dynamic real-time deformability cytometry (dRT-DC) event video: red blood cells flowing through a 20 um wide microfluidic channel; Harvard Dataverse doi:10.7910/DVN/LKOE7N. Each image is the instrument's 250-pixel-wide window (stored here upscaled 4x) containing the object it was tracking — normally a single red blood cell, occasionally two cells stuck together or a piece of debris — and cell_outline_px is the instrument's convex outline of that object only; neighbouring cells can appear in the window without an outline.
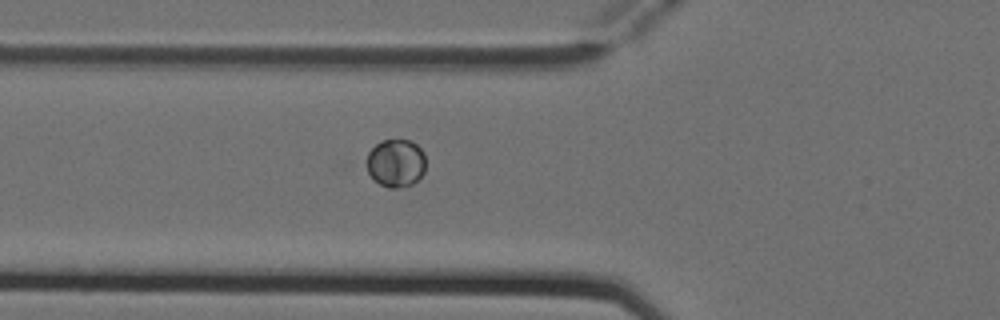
{"species": "Egyptian fruit bat (a non-hibernating species)", "species_latin": "Rousettus aegyptiacus", "temperature_condition": "cold", "stored_images_in_passage": 6, "camera_frame_rate_fps": 3000, "um_per_image_px": 0.085, "animal": {"sex": "female"}, "frame": {"image": 1, "passage_image": 6, "time_ms": 1.667, "image_size_px": [1000, 320], "cell_outline_px": [[424, 172], [412, 184], [400, 188], [388, 188], [380, 184], [368, 172], [364, 164], [368, 152], [380, 140], [408, 140], [416, 144], [424, 152]], "centroid_in_image_um": [33.61, 13.85], "position_along_channel_um": 92.2, "area_um2": 16.59}}